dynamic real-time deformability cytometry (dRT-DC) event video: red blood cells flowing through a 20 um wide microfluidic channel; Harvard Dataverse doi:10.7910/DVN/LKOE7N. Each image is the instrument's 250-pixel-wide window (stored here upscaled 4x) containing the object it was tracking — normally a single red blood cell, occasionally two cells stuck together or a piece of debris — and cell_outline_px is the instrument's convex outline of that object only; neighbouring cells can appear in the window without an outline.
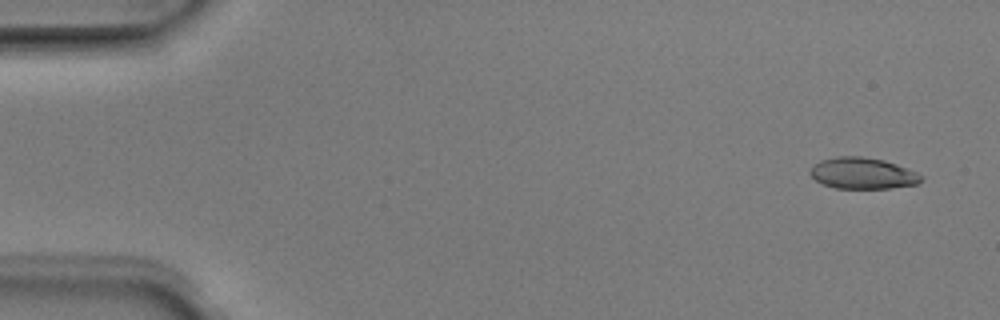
{"species": "Egyptian fruit bat (a non-hibernating species)", "species_latin": "Rousettus aegyptiacus", "temperature_condition": "room temperature", "stored_images_in_passage": 6, "camera_frame_rate_fps": 3000, "um_per_image_px": 0.085, "animal": {"sex": "male"}, "frame": {"image": 1, "passage_image": 1, "time_ms": 0.0, "image_size_px": [1000, 320], "cell_outline_px": [[924, 180], [916, 184], [892, 188], [836, 188], [824, 184], [816, 180], [808, 172], [812, 164], [820, 160], [836, 156], [860, 156], [884, 160], [908, 168], [924, 176]], "centroid_in_image_um": [73.33, 14.72], "position_along_channel_um": 11.7, "area_um2": 20.4}}
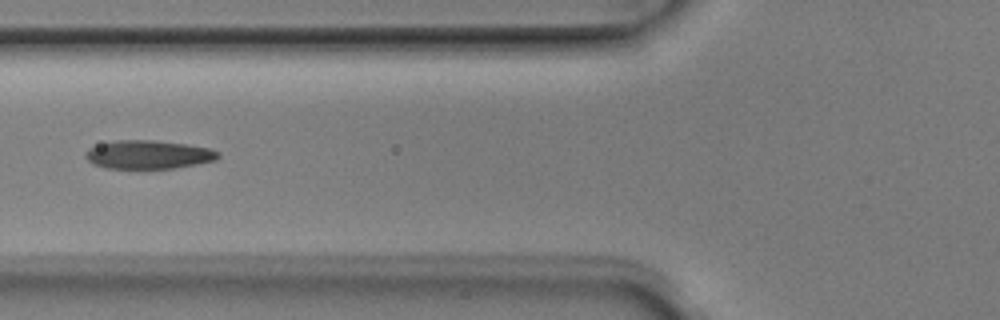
{"frame": {"image": 2, "passage_image": 5, "time_ms": 1.333, "image_size_px": [1000, 320], "cell_outline_px": [[220, 156], [216, 160], [196, 164], [172, 168], [108, 168], [92, 164], [84, 156], [88, 148], [100, 144], [116, 140], [152, 140], [188, 144], [212, 148], [220, 152]], "centroid_in_image_um": [12.64, 13.13], "position_along_channel_um": 113.2, "area_um2": 22.08}}
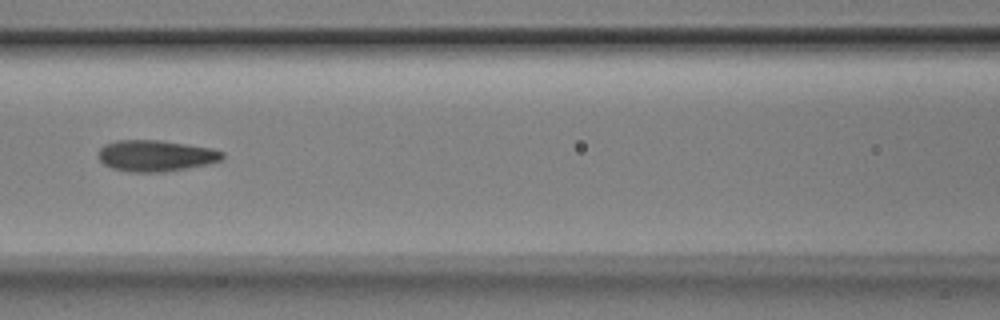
{"frame": {"image": 3, "passage_image": 6, "time_ms": 1.667, "image_size_px": [1000, 320], "cell_outline_px": [[224, 156], [220, 160], [208, 164], [188, 168], [164, 172], [128, 172], [112, 168], [104, 164], [96, 156], [100, 148], [104, 144], [116, 140], [160, 140], [212, 148], [224, 152]], "centroid_in_image_um": [13.21, 13.24], "position_along_channel_um": 153.4, "area_um2": 22.77}}